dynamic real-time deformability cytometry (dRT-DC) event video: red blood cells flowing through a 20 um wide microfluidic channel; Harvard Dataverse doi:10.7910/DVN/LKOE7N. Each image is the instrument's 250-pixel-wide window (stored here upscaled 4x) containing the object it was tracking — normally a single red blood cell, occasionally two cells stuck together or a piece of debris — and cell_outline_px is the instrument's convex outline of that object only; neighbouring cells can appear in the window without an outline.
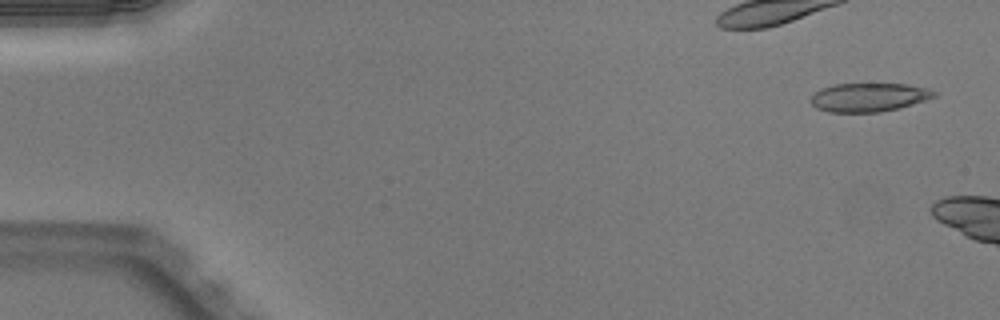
{"species": "Egyptian fruit bat (a non-hibernating species)", "species_latin": "Rousettus aegyptiacus", "temperature_condition": "warm", "stored_images_in_passage": 5, "camera_frame_rate_fps": 3000, "um_per_image_px": 0.085, "animal": {"sex": "male"}, "frame": {"image": 1, "passage_image": 1, "time_ms": 0.0, "image_size_px": [1000, 320], "cell_outline_px": [[936, 96], [900, 108], [880, 112], [828, 112], [816, 108], [808, 100], [820, 88], [836, 84], [908, 84], [928, 88], [936, 92]], "centroid_in_image_um": [73.83, 8.27], "position_along_channel_um": 11.2, "area_um2": 20.63}}